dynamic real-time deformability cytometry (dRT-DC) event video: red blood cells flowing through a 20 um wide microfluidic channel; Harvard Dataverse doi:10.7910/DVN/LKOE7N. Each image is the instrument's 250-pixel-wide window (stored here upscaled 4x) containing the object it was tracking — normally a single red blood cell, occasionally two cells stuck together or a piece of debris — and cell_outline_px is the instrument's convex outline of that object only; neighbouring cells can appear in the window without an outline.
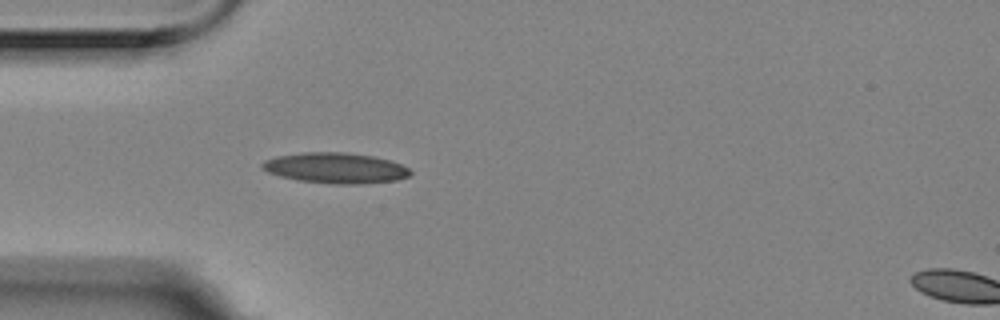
{"species": "Egyptian fruit bat (a non-hibernating species)", "species_latin": "Rousettus aegyptiacus", "temperature_condition": "room temperature", "stored_images_in_passage": 3, "segment_of_instrument_passage": [1, 2], "camera_frame_rate_fps": 3000, "um_per_image_px": 0.085, "animal": {"sex": "female"}, "frame": {"image": 1, "passage_image": 2, "time_ms": 0.333, "image_size_px": [1000, 320], "cell_outline_px": [[412, 172], [408, 176], [396, 180], [360, 184], [332, 184], [296, 180], [280, 176], [268, 172], [260, 168], [260, 164], [264, 160], [276, 156], [304, 152], [344, 152], [372, 156], [388, 160], [400, 164], [408, 168]], "centroid_in_image_um": [28.46, 14.28], "position_along_channel_um": 56.5, "area_um2": 26.41}}